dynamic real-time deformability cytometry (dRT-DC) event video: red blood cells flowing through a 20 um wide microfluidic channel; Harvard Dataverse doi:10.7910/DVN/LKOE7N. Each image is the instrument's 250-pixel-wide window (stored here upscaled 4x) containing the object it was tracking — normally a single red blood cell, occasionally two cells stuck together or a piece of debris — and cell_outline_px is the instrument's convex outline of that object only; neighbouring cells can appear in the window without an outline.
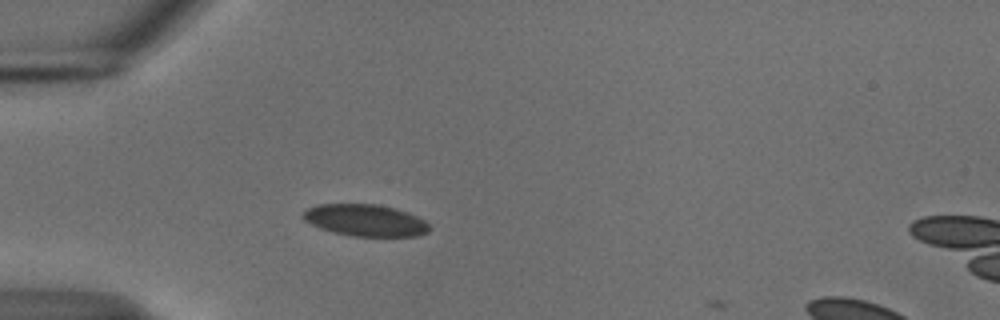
{"species": "common noctule bat (a hibernating species)", "species_latin": "Nyctalus noctula", "temperature_condition": "cold", "stored_images_in_passage": 2, "camera_frame_rate_fps": 3000, "um_per_image_px": 0.085, "animal": {"sex": "male", "body_mass_g": 18.8}, "frame": {"image": 1, "passage_image": 1, "time_ms": 0.0, "image_size_px": [1000, 320], "cell_outline_px": [[432, 228], [428, 232], [416, 236], [352, 236], [332, 232], [320, 228], [304, 220], [300, 216], [308, 208], [320, 204], [376, 204], [396, 208], [408, 212], [424, 220]], "centroid_in_image_um": [31.06, 18.72], "position_along_channel_um": 53.9, "area_um2": 23.47}}